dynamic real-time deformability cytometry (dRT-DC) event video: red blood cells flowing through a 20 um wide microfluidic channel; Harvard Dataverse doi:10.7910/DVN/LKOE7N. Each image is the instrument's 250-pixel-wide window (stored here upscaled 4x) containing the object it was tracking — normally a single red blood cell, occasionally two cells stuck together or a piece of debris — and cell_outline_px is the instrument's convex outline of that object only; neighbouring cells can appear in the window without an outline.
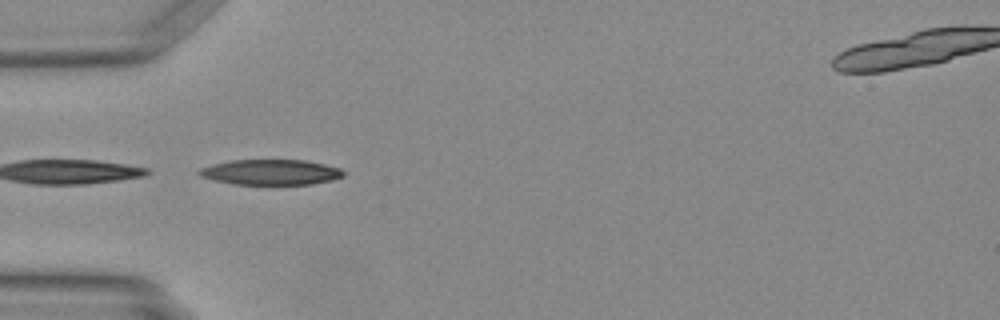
{"species": "Egyptian fruit bat (a non-hibernating species)", "species_latin": "Rousettus aegyptiacus", "temperature_condition": "warm", "stored_images_in_passage": 5, "camera_frame_rate_fps": 3000, "um_per_image_px": 0.085, "animal": {"sex": "female"}, "frame": {"image": 1, "passage_image": 1, "time_ms": 0.0, "image_size_px": [1000, 320], "cell_outline_px": [[344, 176], [332, 180], [312, 184], [236, 184], [216, 180], [200, 176], [196, 172], [200, 168], [212, 164], [232, 160], [304, 160], [324, 164], [340, 168], [344, 172]], "centroid_in_image_um": [23.02, 14.63], "position_along_channel_um": 62.0, "area_um2": 21.21}}